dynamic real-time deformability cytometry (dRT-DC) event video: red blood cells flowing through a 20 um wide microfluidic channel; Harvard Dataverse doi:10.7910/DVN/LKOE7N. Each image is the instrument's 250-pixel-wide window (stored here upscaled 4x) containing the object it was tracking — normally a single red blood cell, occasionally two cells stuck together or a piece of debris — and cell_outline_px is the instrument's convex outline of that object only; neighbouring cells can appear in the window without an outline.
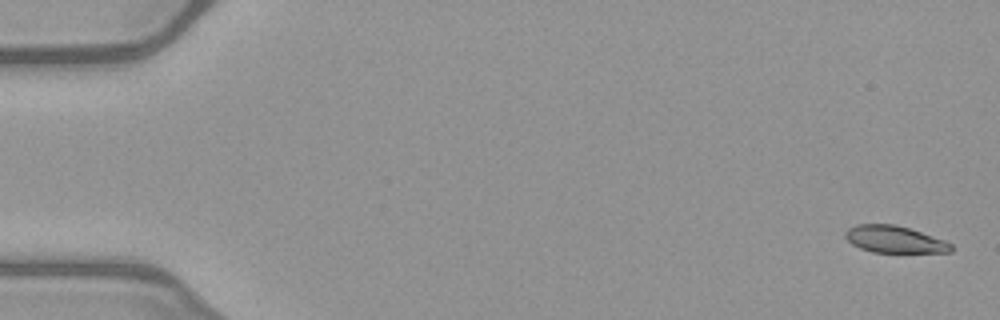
{"species": "common noctule bat (a hibernating species)", "species_latin": "Nyctalus noctula", "temperature_condition": "warm", "stored_images_in_passage": 51, "camera_frame_rate_fps": 3000, "um_per_image_px": 0.085, "animal": {"sex": "female", "body_mass_g": 21.9}, "frame": {"image": 1, "passage_image": 1, "time_ms": 0.0, "image_size_px": [1000, 320], "cell_outline_px": [[952, 252], [872, 252], [860, 248], [852, 244], [844, 236], [844, 232], [848, 228], [856, 224], [896, 224], [944, 240], [952, 244]], "centroid_in_image_um": [75.99, 20.34], "position_along_channel_um": 9.0, "area_um2": 16.53}}
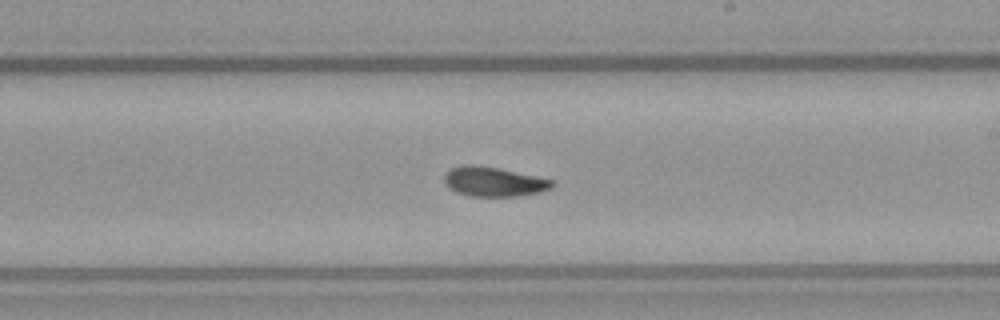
{"frame": {"image": 2, "passage_image": 30, "time_ms": 9.667, "image_size_px": [1000, 320], "cell_outline_px": [[556, 184], [552, 188], [540, 192], [516, 196], [468, 196], [456, 192], [448, 188], [444, 180], [444, 176], [452, 168], [460, 164], [472, 164], [496, 168], [556, 180]], "centroid_in_image_um": [41.98, 15.45], "position_along_channel_um": 247.0, "area_um2": 18.61}}
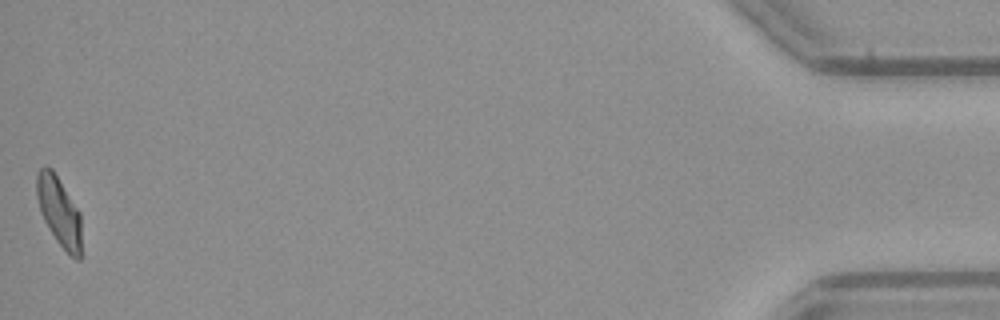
{"frame": {"image": 3, "passage_image": 51, "time_ms": 16.667, "image_size_px": [1000, 320], "cell_outline_px": [[80, 260], [76, 260], [56, 240], [44, 220], [40, 212], [36, 196], [36, 172], [44, 164], [48, 164], [52, 168], [80, 212]], "centroid_in_image_um": [4.98, 17.89], "position_along_channel_um": 430.2, "area_um2": 18.03}, "authors_computed_cell_mechanics": {"area_um2": 18.4382, "velocity_mm_per_s": 4.029, "shape_relaxation_time_tau1_ms": 3.9119, "shape_relaxation_time_tau2_ms": 1.2528, "deformation_change_tau1": 0.1509, "deformation_change_tau2": 0.0556}}